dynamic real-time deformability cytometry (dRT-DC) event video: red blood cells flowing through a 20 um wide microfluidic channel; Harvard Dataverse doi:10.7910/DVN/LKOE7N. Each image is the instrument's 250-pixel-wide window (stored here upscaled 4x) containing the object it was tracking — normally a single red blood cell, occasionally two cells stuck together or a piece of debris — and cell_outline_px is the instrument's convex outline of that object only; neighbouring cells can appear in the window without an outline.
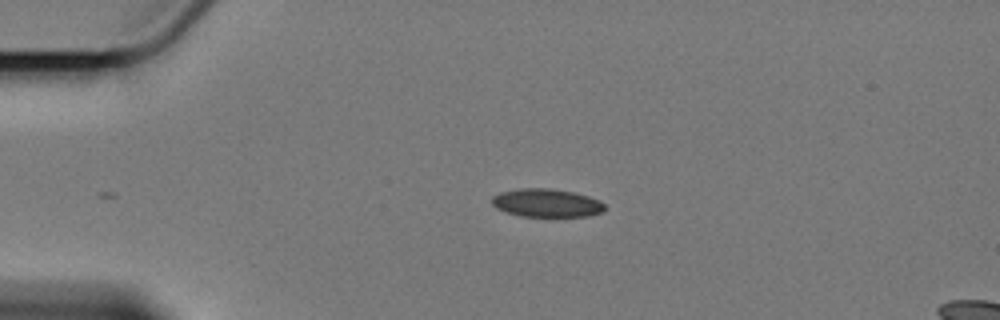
{"species": "Egyptian fruit bat (a non-hibernating species)", "species_latin": "Rousettus aegyptiacus", "temperature_condition": "cold", "stored_images_in_passage": 35, "camera_frame_rate_fps": 3000, "um_per_image_px": 0.085, "animal": {"sex": "female"}, "frame": {"image": 1, "passage_image": 1, "time_ms": 0.0, "image_size_px": [1000, 320], "cell_outline_px": [[604, 212], [588, 216], [520, 216], [496, 208], [492, 204], [492, 196], [500, 192], [520, 188], [548, 188], [572, 192], [588, 196], [600, 200], [604, 204]], "centroid_in_image_um": [46.46, 17.25], "position_along_channel_um": 38.5, "area_um2": 18.5}}
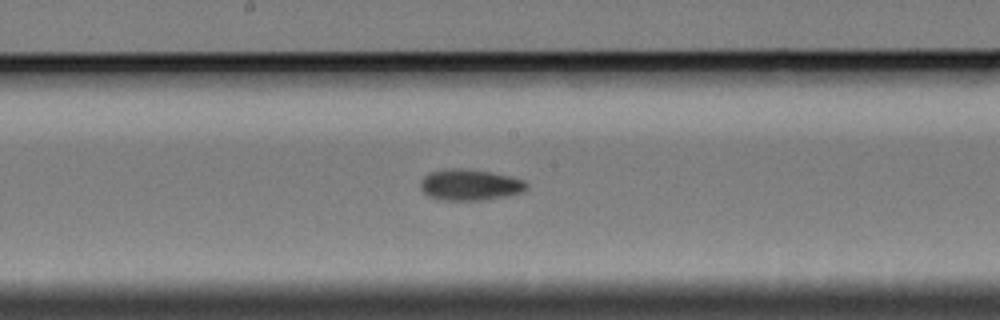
{"frame": {"image": 2, "passage_image": 19, "time_ms": 6.0, "image_size_px": [1000, 320], "cell_outline_px": [[528, 188], [524, 192], [488, 200], [444, 200], [428, 196], [420, 188], [420, 180], [428, 172], [444, 168], [460, 168], [488, 172], [512, 176], [524, 180], [528, 184]], "centroid_in_image_um": [39.95, 15.71], "position_along_channel_um": 208.3, "area_um2": 19.54}}
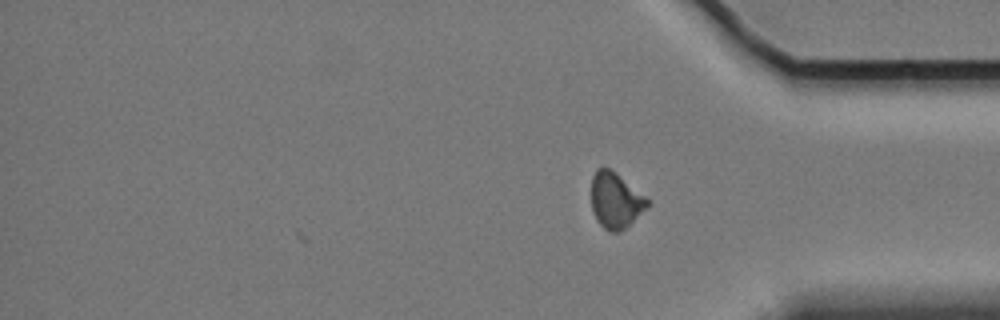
{"frame": {"image": 3, "passage_image": 35, "time_ms": 11.333, "image_size_px": [1000, 320], "cell_outline_px": [[648, 208], [620, 232], [608, 232], [596, 220], [592, 212], [592, 176], [596, 168], [604, 164], [616, 172], [644, 196], [648, 200]], "centroid_in_image_um": [52.29, 17.01], "position_along_channel_um": 382.9, "area_um2": 18.38}, "authors_computed_cell_mechanics": {"area_um2": 18.8428, "velocity_mm_per_s": 3.4067, "shape_relaxation_time_tau1_ms": 10.7197, "shape_relaxation_time_tau2_ms": 8.2564, "deformation_change_tau1": 0.1726, "deformation_change_tau2": 0.1068}}